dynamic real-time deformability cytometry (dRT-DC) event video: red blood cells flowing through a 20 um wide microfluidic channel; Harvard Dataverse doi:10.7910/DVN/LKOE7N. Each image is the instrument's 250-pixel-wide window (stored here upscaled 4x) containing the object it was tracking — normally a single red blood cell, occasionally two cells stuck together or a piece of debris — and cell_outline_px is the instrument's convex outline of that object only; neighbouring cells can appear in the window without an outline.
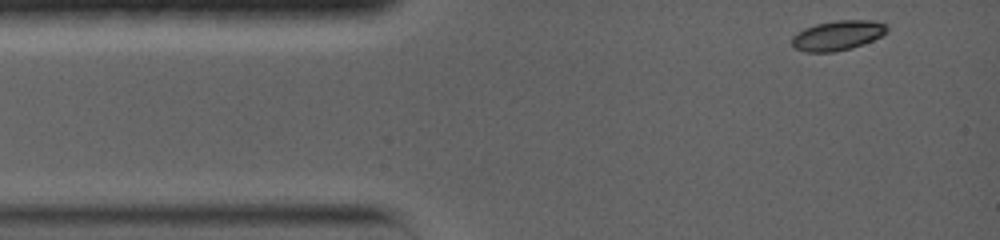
{"species": "common noctule bat (a hibernating species)", "species_latin": "Nyctalus noctula", "temperature_condition": "warm", "stored_images_in_passage": 26, "camera_frame_rate_fps": 5000, "um_per_image_px": 0.085, "animal": {"sex": "female", "body_mass_g": 19.0, "forearm_length_mm": 56.7}, "frame": {"image": 1, "passage_image": 1, "time_ms": 0.0, "image_size_px": [1000, 240], "cell_outline_px": [[888, 32], [872, 40], [852, 48], [832, 52], [804, 52], [792, 48], [792, 36], [804, 28], [816, 24], [836, 20], [872, 20], [888, 24]], "centroid_in_image_um": [71.19, 3.01], "position_along_channel_um": 13.8, "area_um2": 16.65}}
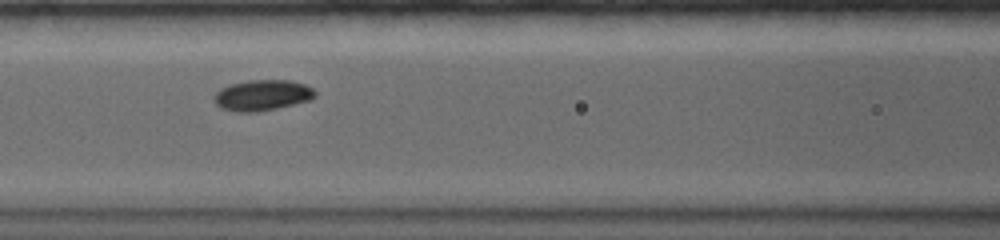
{"frame": {"image": 2, "passage_image": 11, "time_ms": 5.0, "image_size_px": [1000, 240], "cell_outline_px": [[316, 96], [308, 100], [276, 108], [256, 112], [236, 112], [220, 108], [212, 100], [212, 96], [220, 88], [228, 84], [248, 80], [288, 80], [304, 84], [312, 88], [316, 92]], "centroid_in_image_um": [22.22, 8.09], "position_along_channel_um": 144.4, "area_um2": 18.21}}
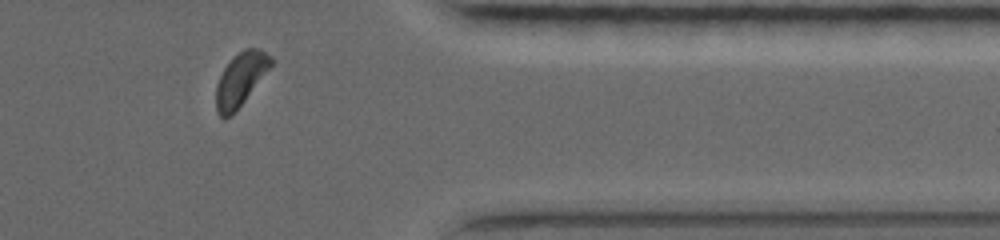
{"frame": {"image": 3, "passage_image": 24, "time_ms": 12.0, "image_size_px": [1000, 240], "cell_outline_px": [[276, 60], [244, 100], [228, 116], [220, 116], [216, 108], [216, 84], [224, 68], [244, 48], [256, 48], [272, 56]], "centroid_in_image_um": [20.47, 6.69], "position_along_channel_um": 390.9, "area_um2": 16.3}, "authors_computed_cell_mechanics": {"area_um2": 16.9932, "velocity_mm_per_s": 3.6923, "shape_relaxation_time_tau1_ms": 2.1195, "shape_relaxation_time_tau2_ms": null, "deformation_change_tau1": 0.1141, "deformation_change_tau2": null}}